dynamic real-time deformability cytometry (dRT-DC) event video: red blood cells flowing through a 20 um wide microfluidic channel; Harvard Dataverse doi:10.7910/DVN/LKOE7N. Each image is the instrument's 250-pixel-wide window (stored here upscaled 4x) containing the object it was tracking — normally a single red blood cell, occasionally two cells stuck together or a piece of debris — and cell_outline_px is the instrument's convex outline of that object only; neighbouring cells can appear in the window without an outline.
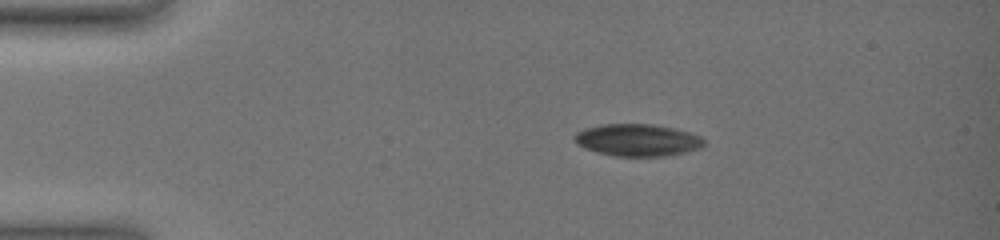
{"species": "common noctule bat (a hibernating species)", "species_latin": "Nyctalus noctula", "temperature_condition": "warm", "stored_images_in_passage": 20, "camera_frame_rate_fps": 3000, "um_per_image_px": 0.085, "animal": {"sex": "female", "body_mass_g": 19.0, "forearm_length_mm": 51.5}, "frame": {"image": 1, "passage_image": 1, "time_ms": 0.0, "image_size_px": [1000, 240], "cell_outline_px": [[704, 144], [700, 148], [684, 152], [664, 156], [612, 156], [596, 152], [584, 148], [576, 144], [572, 136], [576, 132], [584, 128], [600, 124], [652, 124], [672, 128], [688, 132], [700, 136], [704, 140]], "centroid_in_image_um": [54.11, 11.9], "position_along_channel_um": 30.9, "area_um2": 24.33}}
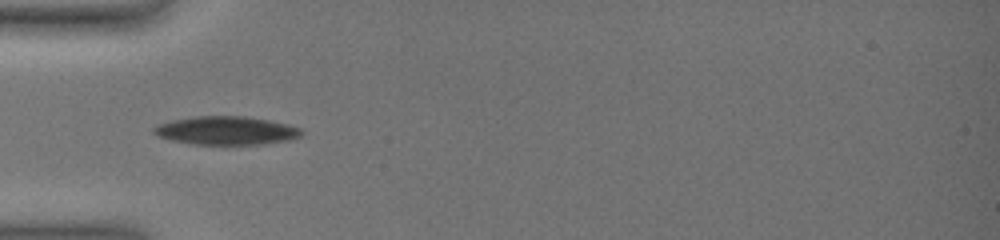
{"frame": {"image": 2, "passage_image": 19, "time_ms": 2.667, "image_size_px": [1000, 240], "cell_outline_px": [[304, 132], [300, 136], [292, 140], [264, 144], [196, 144], [172, 140], [156, 136], [152, 132], [152, 128], [160, 124], [172, 120], [196, 116], [244, 116], [268, 120], [288, 124], [300, 128]], "centroid_in_image_um": [19.25, 11.1], "position_along_channel_um": 65.7, "area_um2": 24.45}}